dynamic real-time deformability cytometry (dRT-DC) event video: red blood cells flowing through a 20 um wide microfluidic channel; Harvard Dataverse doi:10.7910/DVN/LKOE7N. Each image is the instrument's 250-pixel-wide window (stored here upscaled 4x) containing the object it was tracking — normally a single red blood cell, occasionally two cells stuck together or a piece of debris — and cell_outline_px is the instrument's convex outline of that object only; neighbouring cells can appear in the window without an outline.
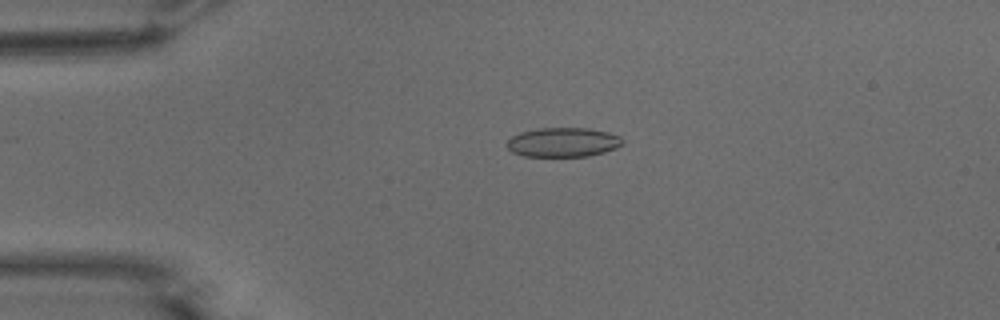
{"species": "common noctule bat (a hibernating species)", "species_latin": "Nyctalus noctula", "temperature_condition": "warm", "stored_images_in_passage": 53, "camera_frame_rate_fps": 3000, "um_per_image_px": 0.085, "animal": {"sex": "male", "body_mass_g": 15.6}, "frame": {"image": 1, "passage_image": 12, "time_ms": 3.667, "image_size_px": [1000, 320], "cell_outline_px": [[624, 144], [616, 148], [604, 152], [588, 156], [524, 156], [512, 152], [504, 144], [512, 136], [520, 132], [536, 128], [588, 128], [608, 132], [620, 136], [624, 140]], "centroid_in_image_um": [47.86, 12.09], "position_along_channel_um": 37.1, "area_um2": 19.94}}
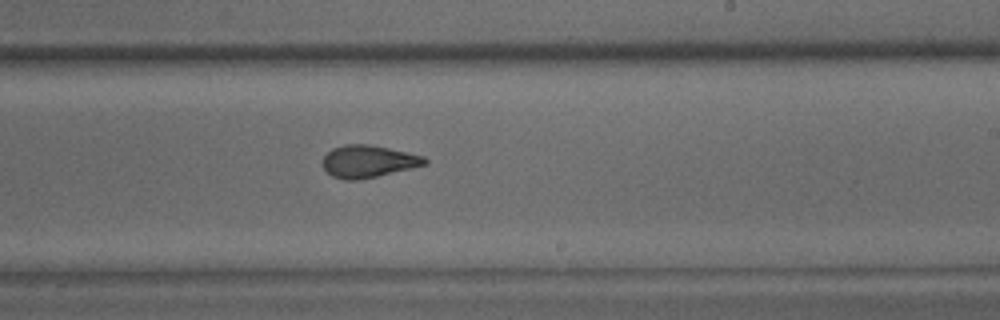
{"frame": {"image": 2, "passage_image": 32, "time_ms": 10.333, "image_size_px": [1000, 320], "cell_outline_px": [[428, 164], [412, 168], [376, 176], [356, 180], [344, 180], [332, 176], [320, 164], [324, 156], [332, 148], [344, 144], [368, 144], [388, 148], [424, 156], [428, 160]], "centroid_in_image_um": [31.28, 13.71], "position_along_channel_um": 257.7, "area_um2": 19.19}}
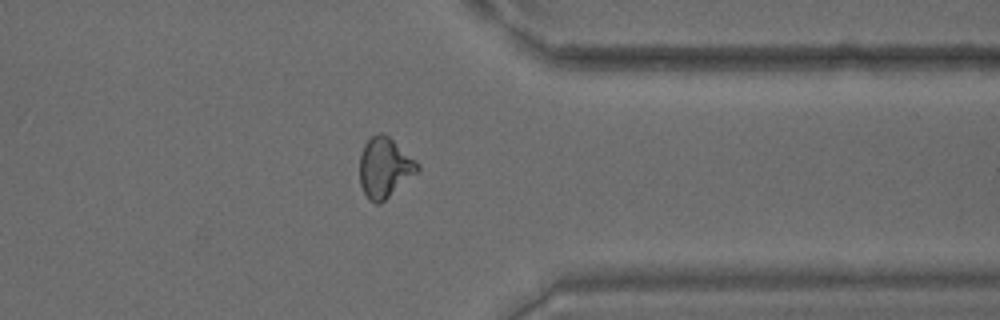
{"frame": {"image": 3, "passage_image": 42, "time_ms": 13.667, "image_size_px": [1000, 320], "cell_outline_px": [[420, 168], [416, 172], [380, 204], [376, 204], [368, 200], [360, 184], [360, 152], [364, 144], [372, 136], [380, 132], [384, 132], [416, 160], [420, 164]], "centroid_in_image_um": [32.67, 14.23], "position_along_channel_um": 378.7, "area_um2": 20.11}, "authors_computed_cell_mechanics": {"area_um2": 19.7676, "velocity_mm_per_s": 3.8226, "shape_relaxation_time_tau1_ms": 11.0301, "shape_relaxation_time_tau2_ms": 1.306, "deformation_change_tau1": 0.2494, "deformation_change_tau2": 0.0756}}